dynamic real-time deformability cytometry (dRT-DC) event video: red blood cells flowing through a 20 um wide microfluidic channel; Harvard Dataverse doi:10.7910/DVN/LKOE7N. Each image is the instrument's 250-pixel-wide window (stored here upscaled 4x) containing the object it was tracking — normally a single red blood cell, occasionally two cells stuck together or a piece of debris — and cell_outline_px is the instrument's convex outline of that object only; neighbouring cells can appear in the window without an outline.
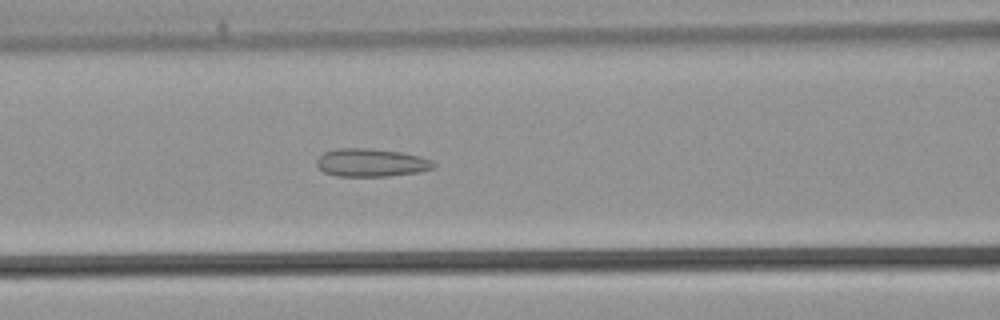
{"species": "common noctule bat (a hibernating species)", "species_latin": "Nyctalus noctula", "temperature_condition": "warm", "stored_images_in_passage": 40, "camera_frame_rate_fps": 3000, "um_per_image_px": 0.085, "animal": {"sex": "male", "body_mass_g": 21.5, "forearm_length_mm": 52.0}, "frame": {"image": 1, "passage_image": 16, "time_ms": 5.0, "image_size_px": [1000, 320], "cell_outline_px": [[436, 168], [420, 172], [388, 176], [336, 176], [324, 172], [316, 164], [316, 160], [324, 152], [336, 148], [372, 148], [404, 152], [420, 156], [432, 160], [436, 164]], "centroid_in_image_um": [31.59, 13.82], "position_along_channel_um": 135.0, "area_um2": 19.42}}
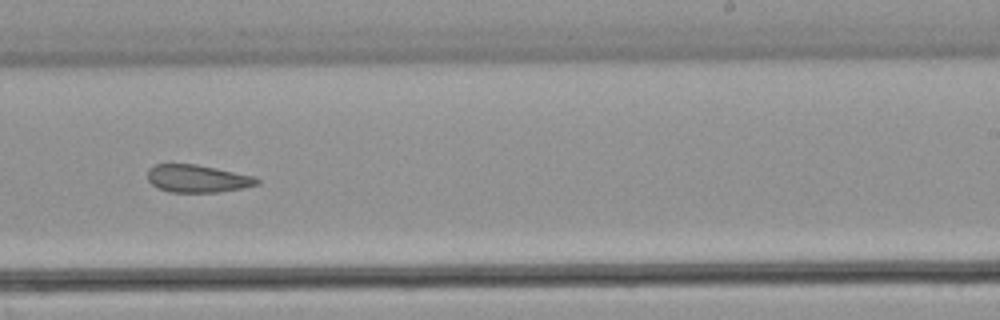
{"frame": {"image": 2, "passage_image": 24, "time_ms": 7.667, "image_size_px": [1000, 320], "cell_outline_px": [[260, 184], [220, 192], [168, 192], [152, 184], [148, 180], [148, 168], [156, 164], [196, 164], [216, 168], [252, 176], [260, 180]], "centroid_in_image_um": [16.76, 15.18], "position_along_channel_um": 272.2, "area_um2": 17.46}}
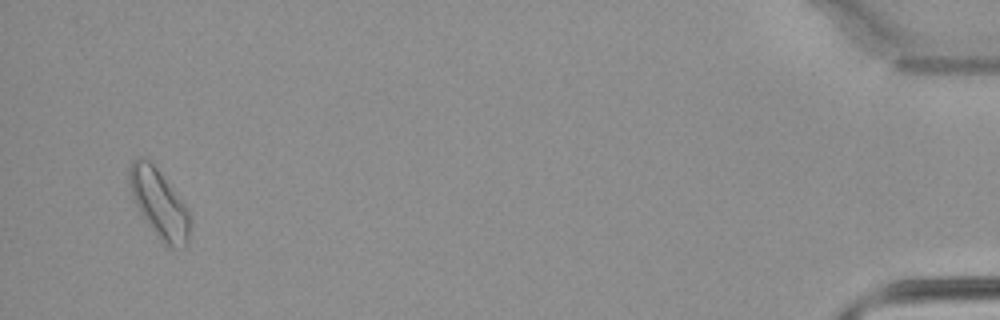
{"frame": {"image": 3, "passage_image": 38, "time_ms": 12.333, "image_size_px": [1000, 320], "cell_outline_px": [[188, 244], [184, 248], [168, 248], [156, 236], [132, 200], [128, 180], [128, 168], [132, 160], [140, 156], [148, 160], [156, 168], [184, 204], [188, 212]], "centroid_in_image_um": [13.47, 17.32], "position_along_channel_um": 421.7, "area_um2": 23.93}}